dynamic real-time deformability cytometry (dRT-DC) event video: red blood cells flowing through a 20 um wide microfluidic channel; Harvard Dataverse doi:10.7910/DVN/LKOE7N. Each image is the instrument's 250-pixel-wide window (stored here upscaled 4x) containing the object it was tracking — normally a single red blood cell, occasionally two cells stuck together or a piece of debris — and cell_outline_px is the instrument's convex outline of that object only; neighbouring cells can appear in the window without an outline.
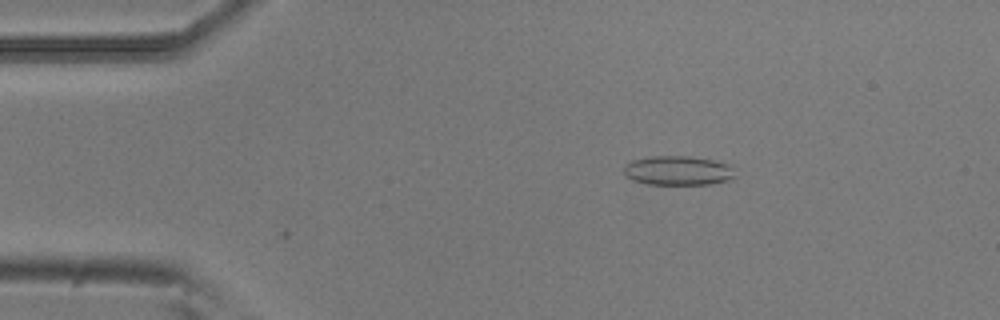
{"species": "common noctule bat (a hibernating species)", "species_latin": "Nyctalus noctula", "temperature_condition": "room temperature", "stored_images_in_passage": 53, "camera_frame_rate_fps": 3000, "um_per_image_px": 0.085, "animal": {"sex": "male", "body_mass_g": 20.5, "forearm_length_mm": 52.5}, "frame": {"image": 1, "passage_image": 9, "time_ms": 2.667, "image_size_px": [1000, 320], "cell_outline_px": [[736, 176], [732, 180], [712, 184], [648, 184], [632, 180], [624, 176], [624, 164], [632, 160], [652, 156], [688, 156], [712, 160], [732, 164]], "centroid_in_image_um": [57.66, 14.5], "position_along_channel_um": 27.3, "area_um2": 19.36}}
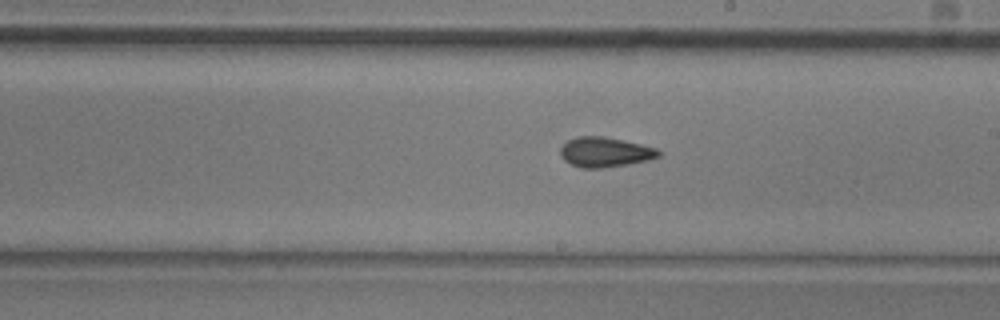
{"frame": {"image": 2, "passage_image": 30, "time_ms": 9.667, "image_size_px": [1000, 320], "cell_outline_px": [[660, 156], [648, 160], [628, 164], [604, 168], [580, 168], [564, 160], [560, 156], [560, 148], [568, 140], [576, 136], [604, 136], [624, 140], [656, 148], [660, 152]], "centroid_in_image_um": [51.4, 12.93], "position_along_channel_um": 237.6, "area_um2": 17.17}}
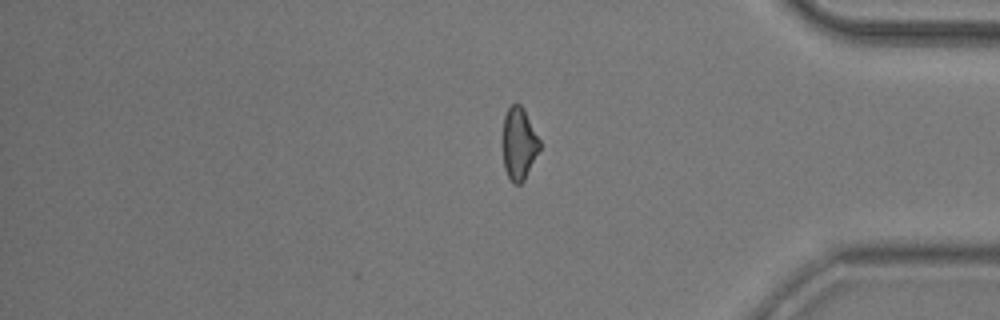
{"frame": {"image": 3, "passage_image": 44, "time_ms": 14.333, "image_size_px": [1000, 320], "cell_outline_px": [[540, 148], [524, 180], [520, 184], [512, 184], [504, 168], [500, 140], [504, 116], [508, 108], [512, 104], [520, 104], [524, 108], [540, 140]], "centroid_in_image_um": [44.06, 12.2], "position_along_channel_um": 391.1, "area_um2": 16.07}, "authors_computed_cell_mechanics": {"area_um2": 16.7042, "velocity_mm_per_s": 3.7827, "shape_relaxation_time_tau1_ms": 9.0616, "shape_relaxation_time_tau2_ms": 3.2968, "deformation_change_tau1": 0.1759, "deformation_change_tau2": 0.1178}}